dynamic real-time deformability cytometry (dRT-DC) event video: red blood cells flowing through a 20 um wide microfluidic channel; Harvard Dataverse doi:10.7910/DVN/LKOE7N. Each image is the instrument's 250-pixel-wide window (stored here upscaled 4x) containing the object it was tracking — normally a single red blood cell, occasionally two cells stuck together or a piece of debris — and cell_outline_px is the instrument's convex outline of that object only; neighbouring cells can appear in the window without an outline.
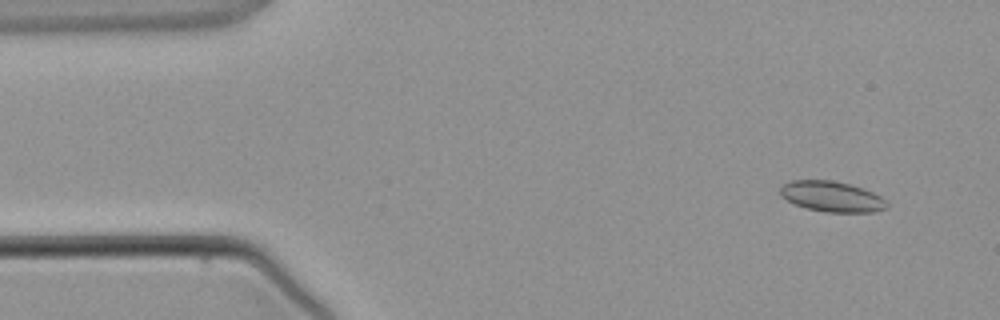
{"species": "common noctule bat (a hibernating species)", "species_latin": "Nyctalus noctula", "temperature_condition": "warm", "stored_images_in_passage": 4, "camera_frame_rate_fps": 3000, "um_per_image_px": 0.085, "animal": {"sex": "male", "body_mass_g": 21.5, "forearm_length_mm": 52.0}, "frame": {"image": 1, "passage_image": 1, "time_ms": 0.0, "image_size_px": [1000, 320], "cell_outline_px": [[888, 208], [872, 212], [824, 212], [808, 208], [796, 204], [780, 196], [780, 188], [784, 184], [792, 180], [832, 180], [848, 184], [872, 192], [880, 196], [888, 204]], "centroid_in_image_um": [70.69, 16.71], "position_along_channel_um": 14.3, "area_um2": 18.73}}
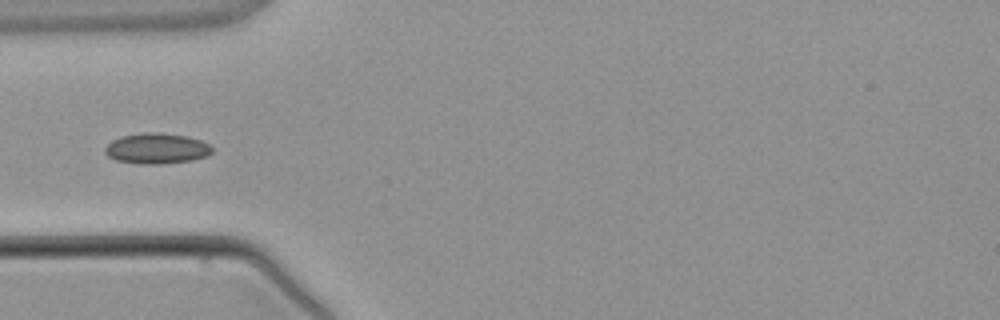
{"frame": {"image": 2, "passage_image": 3, "time_ms": 3.333, "image_size_px": [1000, 320], "cell_outline_px": [[212, 152], [208, 156], [192, 160], [160, 164], [140, 164], [116, 160], [108, 156], [104, 152], [104, 148], [112, 140], [120, 136], [144, 132], [160, 132], [188, 136], [200, 140], [208, 144], [212, 148]], "centroid_in_image_um": [13.31, 12.61], "position_along_channel_um": 71.7, "area_um2": 19.25}}
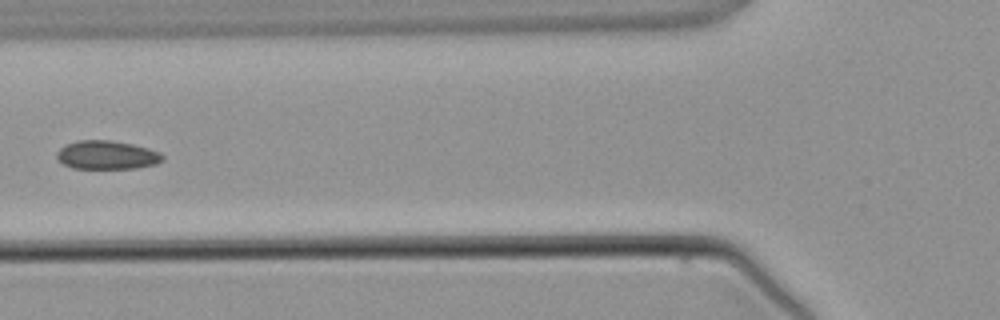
{"frame": {"image": 3, "passage_image": 4, "time_ms": 4.333, "image_size_px": [1000, 320], "cell_outline_px": [[164, 160], [156, 164], [136, 168], [72, 168], [64, 164], [56, 156], [56, 152], [64, 144], [76, 140], [112, 140], [132, 144], [148, 148], [160, 152], [164, 156]], "centroid_in_image_um": [9.09, 13.16], "position_along_channel_um": 116.7, "area_um2": 17.74}}